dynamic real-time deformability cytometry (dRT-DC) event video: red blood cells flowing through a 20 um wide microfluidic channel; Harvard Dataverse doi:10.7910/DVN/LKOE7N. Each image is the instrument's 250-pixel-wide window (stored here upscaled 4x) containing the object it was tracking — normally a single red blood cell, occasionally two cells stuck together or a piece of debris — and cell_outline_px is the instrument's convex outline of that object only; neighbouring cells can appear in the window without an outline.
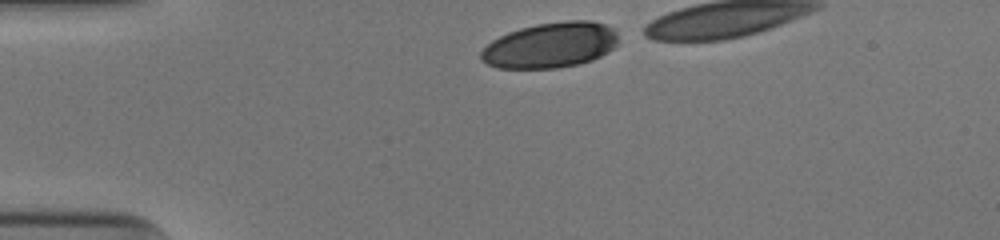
{"species": "human", "species_latin": "Homo sapiens", "temperature_condition": "cold", "stored_images_in_passage": 31, "camera_frame_rate_fps": 3000, "um_per_image_px": 0.085, "donor": {"sex": "male"}, "frame": {"image": 1, "passage_image": 1, "time_ms": 0.0, "image_size_px": [1000, 240], "cell_outline_px": [[616, 44], [608, 52], [592, 60], [580, 64], [556, 68], [500, 68], [488, 64], [480, 60], [480, 52], [492, 40], [508, 32], [520, 28], [536, 24], [568, 20], [592, 20], [604, 24], [612, 28], [616, 32]], "centroid_in_image_um": [46.77, 3.84], "position_along_channel_um": 38.2, "area_um2": 36.3}}
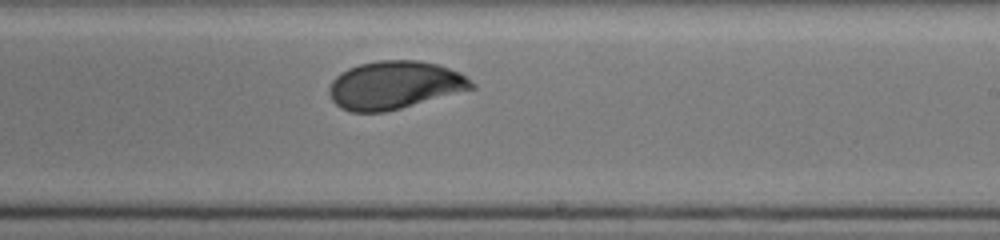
{"frame": {"image": 2, "passage_image": 21, "time_ms": 6.667, "image_size_px": [1000, 240], "cell_outline_px": [[476, 88], [400, 108], [384, 112], [348, 112], [340, 108], [332, 100], [328, 92], [328, 88], [332, 80], [340, 72], [348, 68], [360, 64], [380, 60], [416, 60], [440, 64], [460, 72], [476, 84]], "centroid_in_image_um": [33.53, 7.23], "position_along_channel_um": 255.5, "area_um2": 40.06}}
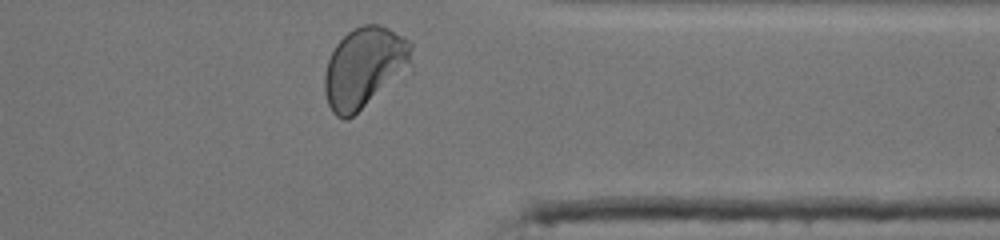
{"frame": {"image": 3, "passage_image": 31, "time_ms": 10.0, "image_size_px": [1000, 240], "cell_outline_px": [[412, 48], [408, 64], [352, 116], [344, 120], [336, 116], [332, 112], [328, 104], [324, 92], [324, 72], [328, 60], [336, 44], [352, 28], [364, 24], [380, 24], [404, 36], [412, 44]], "centroid_in_image_um": [30.87, 5.67], "position_along_channel_um": 380.5, "area_um2": 39.3}, "authors_computed_cell_mechanics": {"area_um2": 40.171, "velocity_mm_per_s": 3.9051, "shape_relaxation_time_tau1_ms": 3.3741, "shape_relaxation_time_tau2_ms": null, "deformation_change_tau1": 0.1479, "deformation_change_tau2": null}}